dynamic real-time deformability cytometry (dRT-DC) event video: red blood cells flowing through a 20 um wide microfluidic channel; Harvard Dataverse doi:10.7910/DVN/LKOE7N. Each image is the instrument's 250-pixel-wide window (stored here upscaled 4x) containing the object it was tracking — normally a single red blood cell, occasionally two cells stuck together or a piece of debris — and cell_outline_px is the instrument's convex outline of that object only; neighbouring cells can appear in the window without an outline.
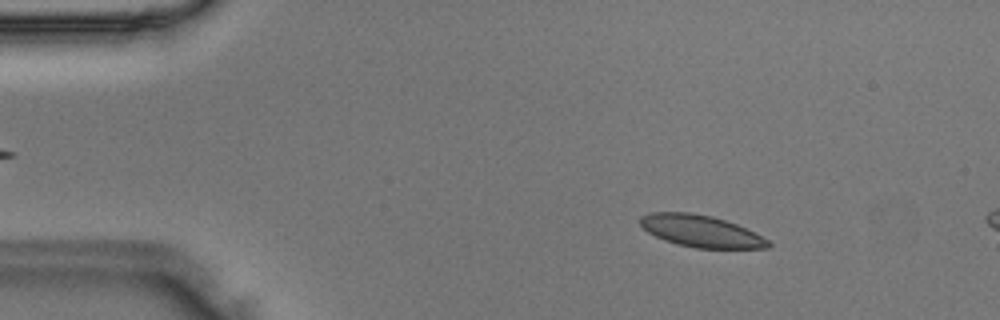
{"species": "Egyptian fruit bat (a non-hibernating species)", "species_latin": "Rousettus aegyptiacus", "temperature_condition": "room temperature", "stored_images_in_passage": 9, "camera_frame_rate_fps": 3000, "um_per_image_px": 0.085, "animal": {"sex": "male"}, "frame": {"image": 1, "passage_image": 4, "time_ms": 1.0, "image_size_px": [1000, 320], "cell_outline_px": [[772, 244], [768, 248], [696, 248], [664, 240], [648, 232], [640, 224], [640, 216], [648, 212], [692, 212], [712, 216], [736, 224], [768, 240]], "centroid_in_image_um": [59.54, 19.63], "position_along_channel_um": 25.5, "area_um2": 23.52}}